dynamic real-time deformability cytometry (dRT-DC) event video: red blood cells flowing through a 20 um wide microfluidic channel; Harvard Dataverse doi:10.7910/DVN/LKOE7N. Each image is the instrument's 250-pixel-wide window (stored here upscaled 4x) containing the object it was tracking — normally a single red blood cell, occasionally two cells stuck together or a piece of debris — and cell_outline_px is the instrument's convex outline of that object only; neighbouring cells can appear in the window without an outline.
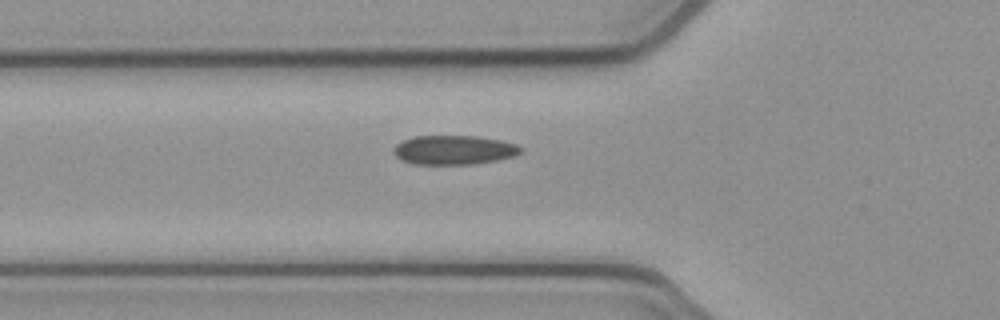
{"species": "common noctule bat (a hibernating species)", "species_latin": "Nyctalus noctula", "temperature_condition": "cold", "stored_images_in_passage": 7, "camera_frame_rate_fps": 3000, "um_per_image_px": 0.085, "animal": {"sex": "female", "body_mass_g": 21.9}, "frame": {"image": 1, "passage_image": 3, "time_ms": 0.667, "image_size_px": [1000, 320], "cell_outline_px": [[524, 148], [516, 156], [476, 164], [416, 164], [404, 160], [396, 156], [392, 152], [392, 148], [396, 144], [404, 140], [416, 136], [476, 136], [500, 140], [516, 144]], "centroid_in_image_um": [38.6, 12.74], "position_along_channel_um": 87.2, "area_um2": 21.62}}
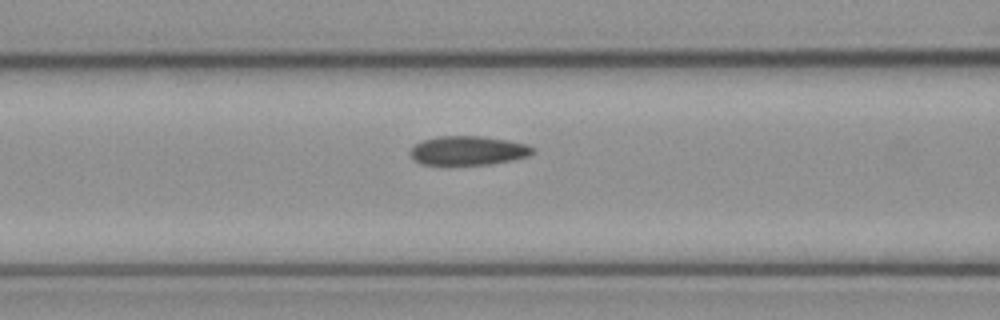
{"frame": {"image": 2, "passage_image": 6, "time_ms": 1.667, "image_size_px": [1000, 320], "cell_outline_px": [[536, 152], [528, 156], [512, 160], [492, 164], [420, 164], [412, 160], [408, 152], [412, 144], [424, 140], [440, 136], [484, 136], [508, 140], [528, 144], [536, 148]], "centroid_in_image_um": [39.79, 12.79], "position_along_channel_um": 126.8, "area_um2": 21.1}}